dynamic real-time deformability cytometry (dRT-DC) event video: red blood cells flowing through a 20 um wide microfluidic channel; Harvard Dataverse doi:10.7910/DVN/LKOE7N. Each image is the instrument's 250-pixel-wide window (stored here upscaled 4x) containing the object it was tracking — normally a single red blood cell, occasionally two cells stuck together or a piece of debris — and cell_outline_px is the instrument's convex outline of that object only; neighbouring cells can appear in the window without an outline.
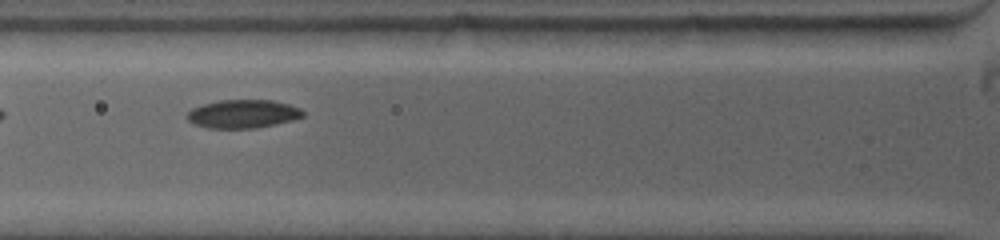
{"species": "common noctule bat (a hibernating species)", "species_latin": "Nyctalus noctula", "temperature_condition": "warm", "stored_images_in_passage": 47, "camera_frame_rate_fps": 5000, "um_per_image_px": 0.085, "animal": {"sex": "female", "body_mass_g": 19.0, "forearm_length_mm": 53.3}, "frame": {"image": 1, "passage_image": 5, "time_ms": 1.2, "image_size_px": [1000, 240], "cell_outline_px": [[304, 116], [292, 120], [276, 124], [256, 128], [208, 128], [192, 124], [184, 116], [192, 108], [204, 104], [220, 100], [272, 100], [288, 104], [300, 108], [304, 112]], "centroid_in_image_um": [20.62, 9.68], "position_along_channel_um": 105.2, "area_um2": 19.25}}
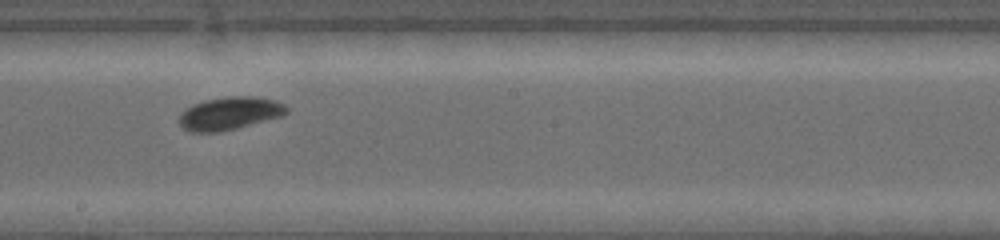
{"frame": {"image": 2, "passage_image": 17, "time_ms": 4.4, "image_size_px": [1000, 240], "cell_outline_px": [[288, 112], [280, 116], [236, 128], [220, 132], [192, 132], [184, 128], [180, 124], [180, 112], [192, 104], [204, 100], [228, 96], [252, 96], [276, 100], [284, 104], [288, 108]], "centroid_in_image_um": [19.5, 9.62], "position_along_channel_um": 228.7, "area_um2": 20.46}}
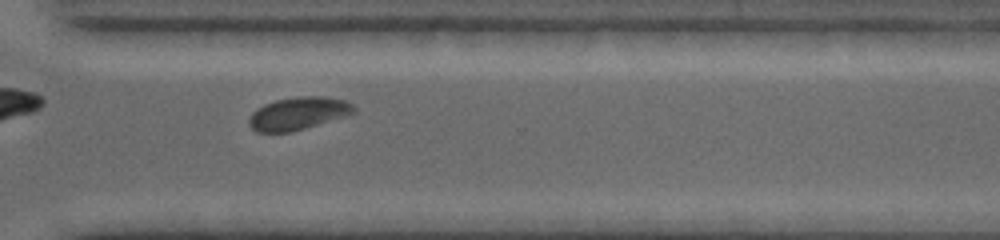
{"frame": {"image": 3, "passage_image": 29, "time_ms": 7.4, "image_size_px": [1000, 240], "cell_outline_px": [[356, 112], [344, 116], [292, 132], [256, 132], [248, 124], [248, 120], [252, 112], [256, 108], [264, 104], [276, 100], [296, 96], [324, 96], [344, 100], [352, 104], [356, 108]], "centroid_in_image_um": [25.32, 9.64], "position_along_channel_um": 345.3, "area_um2": 20.0}}